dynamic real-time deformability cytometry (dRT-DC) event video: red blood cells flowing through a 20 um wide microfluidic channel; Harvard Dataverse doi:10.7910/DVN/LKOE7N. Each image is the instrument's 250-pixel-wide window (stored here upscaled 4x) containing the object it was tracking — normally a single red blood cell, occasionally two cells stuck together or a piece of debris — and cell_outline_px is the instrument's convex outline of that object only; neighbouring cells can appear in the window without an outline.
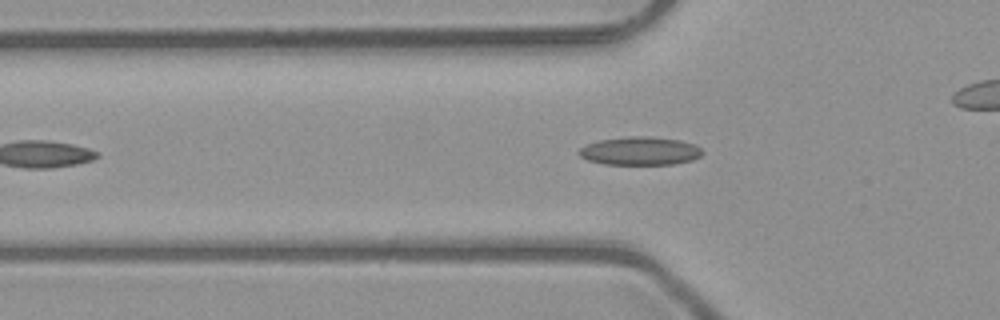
{"species": "common noctule bat (a hibernating species)", "species_latin": "Nyctalus noctula", "temperature_condition": "room temperature", "stored_images_in_passage": 41, "camera_frame_rate_fps": 3000, "um_per_image_px": 0.085, "animal": {"sex": "male", "body_mass_g": 23.1, "forearm_length_mm": 52.7}, "frame": {"image": 1, "passage_image": 10, "time_ms": 3.0, "image_size_px": [1000, 320], "cell_outline_px": [[704, 152], [700, 156], [692, 160], [672, 164], [604, 164], [588, 160], [580, 156], [576, 152], [580, 148], [588, 144], [600, 140], [628, 136], [652, 136], [680, 140], [696, 144]], "centroid_in_image_um": [54.42, 12.82], "position_along_channel_um": 71.4, "area_um2": 20.4}}
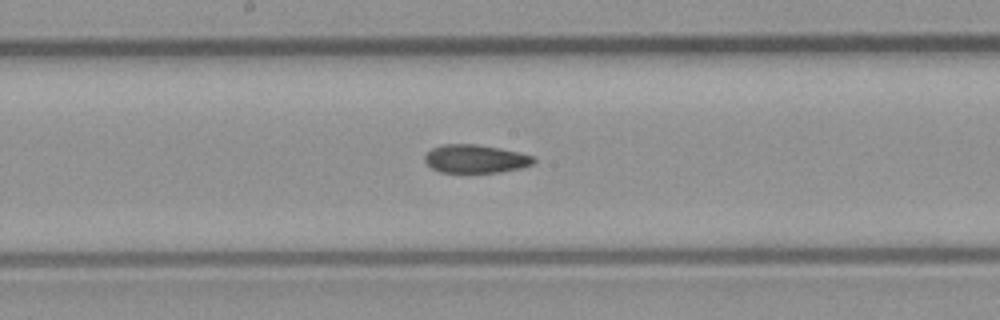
{"frame": {"image": 2, "passage_image": 20, "time_ms": 6.333, "image_size_px": [1000, 320], "cell_outline_px": [[536, 160], [532, 164], [520, 168], [500, 172], [440, 172], [432, 168], [424, 160], [424, 156], [432, 148], [440, 144], [476, 144], [500, 148], [520, 152], [536, 156]], "centroid_in_image_um": [40.43, 13.49], "position_along_channel_um": 207.8, "area_um2": 18.03}}
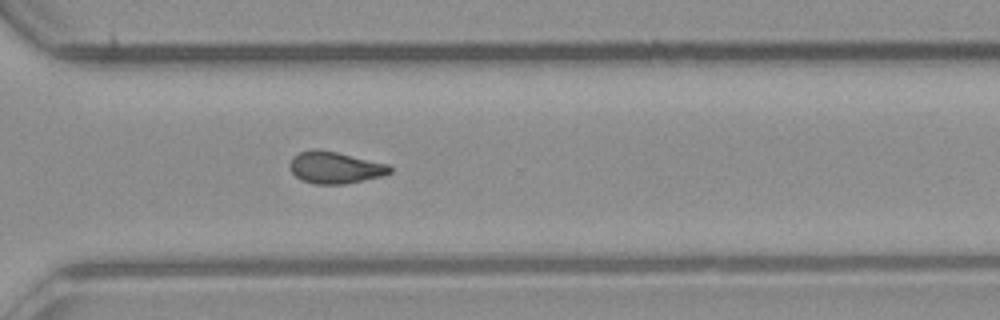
{"frame": {"image": 3, "passage_image": 30, "time_ms": 9.667, "image_size_px": [1000, 320], "cell_outline_px": [[392, 172], [380, 176], [364, 180], [344, 184], [312, 184], [300, 180], [292, 172], [288, 164], [292, 156], [300, 152], [312, 148], [336, 152], [388, 164], [392, 168]], "centroid_in_image_um": [28.43, 14.24], "position_along_channel_um": 342.2, "area_um2": 18.61}, "authors_computed_cell_mechanics": {"area_um2": 18.496, "velocity_mm_per_s": 4.0551, "shape_relaxation_time_tau1_ms": null, "shape_relaxation_time_tau2_ms": 3.0345, "deformation_change_tau1": null, "deformation_change_tau2": 0.0925}}